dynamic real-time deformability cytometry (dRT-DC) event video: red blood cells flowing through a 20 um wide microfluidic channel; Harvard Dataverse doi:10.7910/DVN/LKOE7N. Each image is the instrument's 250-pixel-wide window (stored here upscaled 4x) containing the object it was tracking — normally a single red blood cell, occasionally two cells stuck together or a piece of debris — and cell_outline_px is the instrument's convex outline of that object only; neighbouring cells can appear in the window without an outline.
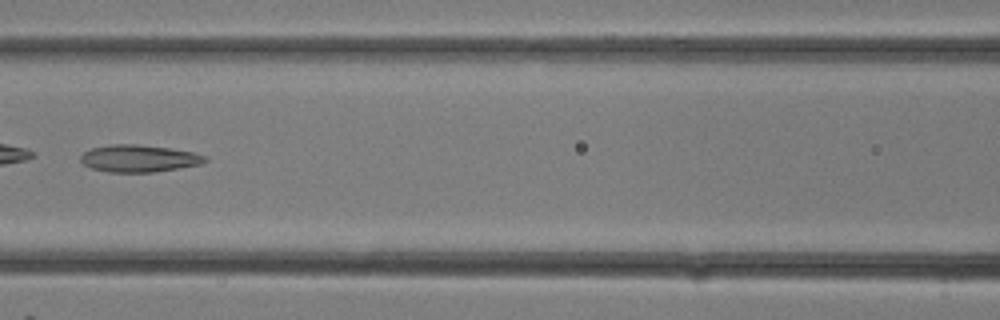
{"species": "common noctule bat (a hibernating species)", "species_latin": "Nyctalus noctula", "temperature_condition": "room temperature", "stored_images_in_passage": 7, "camera_frame_rate_fps": 3000, "um_per_image_px": 0.085, "animal": {"sex": "female"}, "frame": {"image": 1, "passage_image": 6, "time_ms": 1.667, "image_size_px": [1000, 320], "cell_outline_px": [[208, 160], [200, 164], [152, 172], [108, 172], [92, 168], [84, 164], [80, 160], [80, 156], [84, 152], [92, 148], [112, 144], [136, 144], [168, 148], [192, 152], [208, 156]], "centroid_in_image_um": [11.8, 13.46], "position_along_channel_um": 154.8, "area_um2": 19.48}}